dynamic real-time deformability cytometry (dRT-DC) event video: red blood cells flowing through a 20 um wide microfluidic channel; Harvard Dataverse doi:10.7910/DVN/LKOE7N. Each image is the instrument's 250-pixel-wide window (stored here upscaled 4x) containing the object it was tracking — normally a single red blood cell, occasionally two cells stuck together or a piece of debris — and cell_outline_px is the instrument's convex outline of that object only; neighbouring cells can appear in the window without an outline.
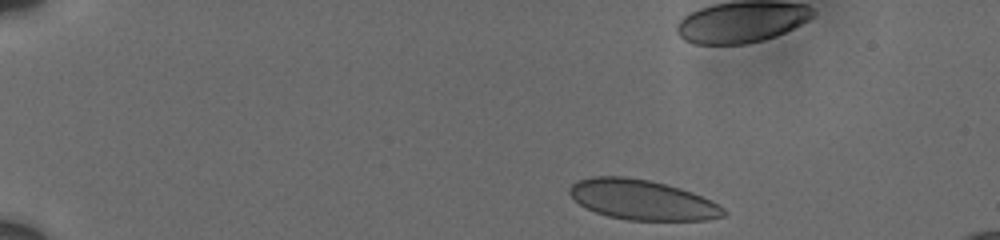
{"species": "human", "species_latin": "Homo sapiens", "temperature_condition": "cold", "stored_images_in_passage": 7, "camera_frame_rate_fps": 3000, "um_per_image_px": 0.085, "donor": {"sex": "male"}, "frame": {"image": 1, "passage_image": 1, "time_ms": 0.0, "image_size_px": [1000, 240], "cell_outline_px": [[728, 212], [724, 216], [708, 220], [624, 220], [608, 216], [596, 212], [580, 204], [568, 192], [568, 188], [576, 180], [592, 176], [624, 176], [648, 180], [680, 188], [692, 192], [724, 208]], "centroid_in_image_um": [54.56, 16.98], "position_along_channel_um": 30.4, "area_um2": 35.78}}
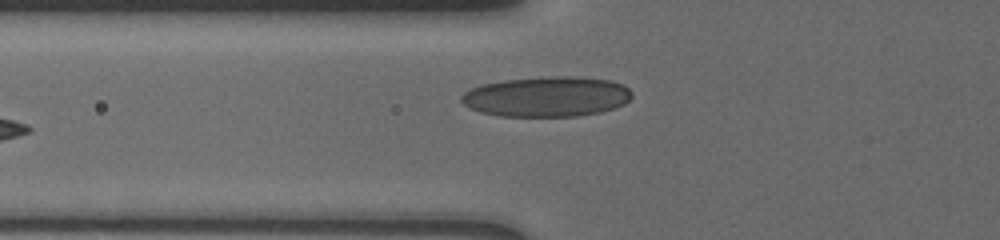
{"frame": {"image": 2, "passage_image": 7, "time_ms": 5.333, "image_size_px": [1000, 240], "cell_outline_px": [[632, 96], [624, 104], [616, 108], [600, 112], [576, 116], [500, 116], [480, 112], [464, 104], [460, 100], [460, 96], [468, 88], [480, 84], [504, 80], [548, 76], [580, 76], [612, 80], [624, 84], [632, 92]], "centroid_in_image_um": [46.48, 8.2], "position_along_channel_um": 79.3, "area_um2": 40.4}}